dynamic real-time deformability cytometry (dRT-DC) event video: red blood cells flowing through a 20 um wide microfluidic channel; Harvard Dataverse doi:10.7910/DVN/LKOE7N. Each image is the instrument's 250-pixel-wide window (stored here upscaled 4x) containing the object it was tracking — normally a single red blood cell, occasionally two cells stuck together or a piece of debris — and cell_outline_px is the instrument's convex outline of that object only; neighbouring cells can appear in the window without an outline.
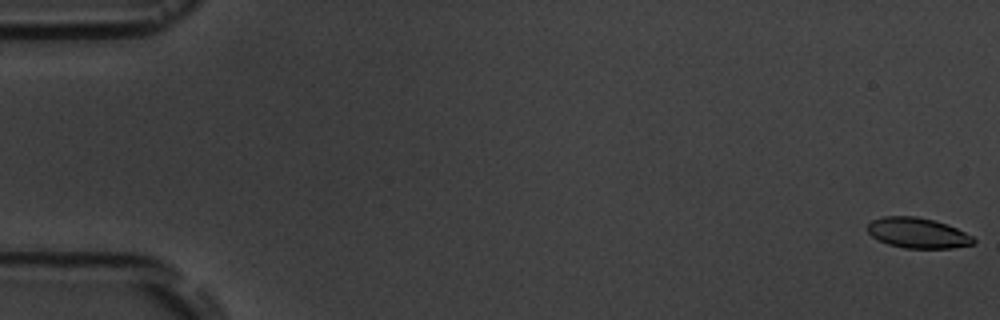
{"species": "common noctule bat (a hibernating species)", "species_latin": "Nyctalus noctula", "temperature_condition": "room temperature", "stored_images_in_passage": 5, "camera_frame_rate_fps": 3000, "um_per_image_px": 0.085, "animal": {"sex": "male", "body_mass_g": 19.5, "forearm_length_mm": 54.6}, "frame": {"image": 1, "passage_image": 1, "time_ms": 0.0, "image_size_px": [1000, 320], "cell_outline_px": [[976, 244], [952, 248], [904, 248], [888, 244], [872, 236], [868, 232], [868, 224], [872, 220], [884, 216], [916, 216], [948, 224], [972, 236], [976, 240]], "centroid_in_image_um": [78.03, 19.8], "position_along_channel_um": 7.0, "area_um2": 18.73}}
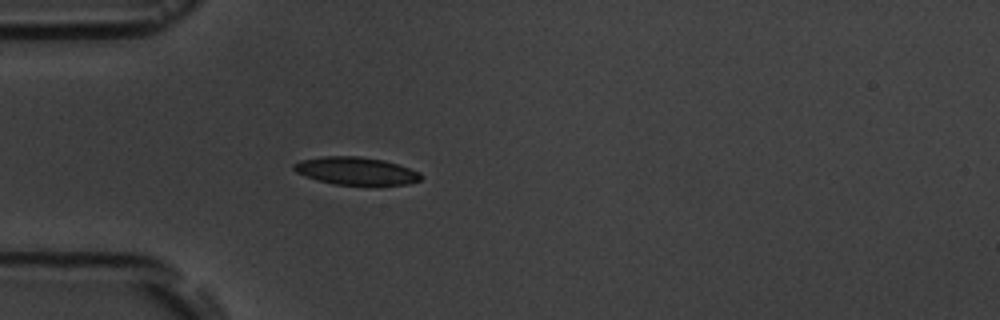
{"frame": {"image": 2, "passage_image": 5, "time_ms": 5.333, "image_size_px": [1000, 320], "cell_outline_px": [[424, 176], [420, 180], [408, 184], [332, 184], [316, 180], [304, 176], [296, 172], [292, 168], [292, 164], [300, 160], [320, 156], [360, 156], [384, 160], [420, 172]], "centroid_in_image_um": [30.2, 14.51], "position_along_channel_um": 54.8, "area_um2": 20.52}}